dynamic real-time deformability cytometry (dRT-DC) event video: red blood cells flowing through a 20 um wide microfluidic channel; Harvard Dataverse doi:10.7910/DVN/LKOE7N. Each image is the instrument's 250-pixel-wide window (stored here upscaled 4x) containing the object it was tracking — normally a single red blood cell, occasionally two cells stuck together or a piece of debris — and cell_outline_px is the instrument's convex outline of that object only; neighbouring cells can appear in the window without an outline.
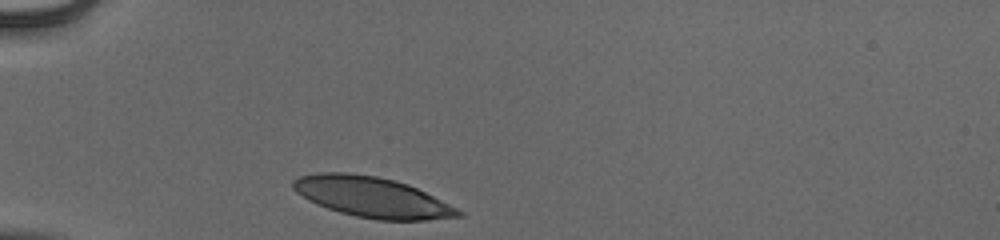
{"species": "human", "species_latin": "Homo sapiens", "temperature_condition": "cold", "stored_images_in_passage": 29, "camera_frame_rate_fps": 3000, "um_per_image_px": 0.085, "donor": {"sex": "male"}, "frame": {"image": 1, "passage_image": 1, "time_ms": 0.0, "image_size_px": [1000, 240], "cell_outline_px": [[464, 216], [428, 220], [376, 220], [356, 216], [340, 212], [316, 204], [308, 200], [296, 192], [292, 188], [292, 180], [300, 176], [320, 172], [348, 172], [376, 176], [408, 184], [464, 212]], "centroid_in_image_um": [31.59, 16.76], "position_along_channel_um": 53.4, "area_um2": 38.67}}
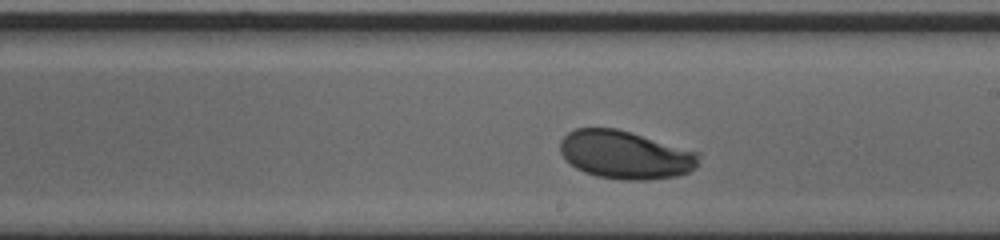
{"frame": {"image": 2, "passage_image": 17, "time_ms": 5.333, "image_size_px": [1000, 240], "cell_outline_px": [[700, 152], [696, 168], [688, 172], [676, 176], [648, 180], [620, 180], [596, 176], [584, 172], [576, 168], [564, 160], [560, 152], [560, 140], [568, 132], [576, 128], [616, 128]], "centroid_in_image_um": [53.13, 13.16], "position_along_channel_um": 235.9, "area_um2": 39.13}}
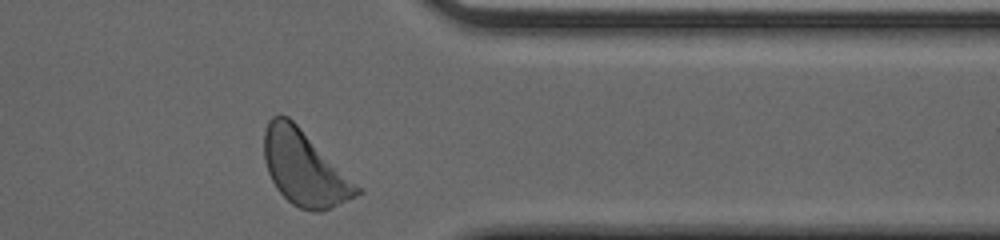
{"frame": {"image": 3, "passage_image": 29, "time_ms": 9.333, "image_size_px": [1000, 240], "cell_outline_px": [[364, 192], [332, 208], [320, 212], [312, 212], [300, 208], [292, 204], [276, 188], [268, 172], [264, 160], [264, 132], [268, 120], [272, 116], [288, 116]], "centroid_in_image_um": [25.84, 14.32], "position_along_channel_um": 385.6, "area_um2": 39.65}, "authors_computed_cell_mechanics": {"area_um2": 38.8994, "velocity_mm_per_s": 3.8658, "shape_relaxation_time_tau1_ms": 4.5691, "shape_relaxation_time_tau2_ms": null, "deformation_change_tau1": 0.1946, "deformation_change_tau2": null}}